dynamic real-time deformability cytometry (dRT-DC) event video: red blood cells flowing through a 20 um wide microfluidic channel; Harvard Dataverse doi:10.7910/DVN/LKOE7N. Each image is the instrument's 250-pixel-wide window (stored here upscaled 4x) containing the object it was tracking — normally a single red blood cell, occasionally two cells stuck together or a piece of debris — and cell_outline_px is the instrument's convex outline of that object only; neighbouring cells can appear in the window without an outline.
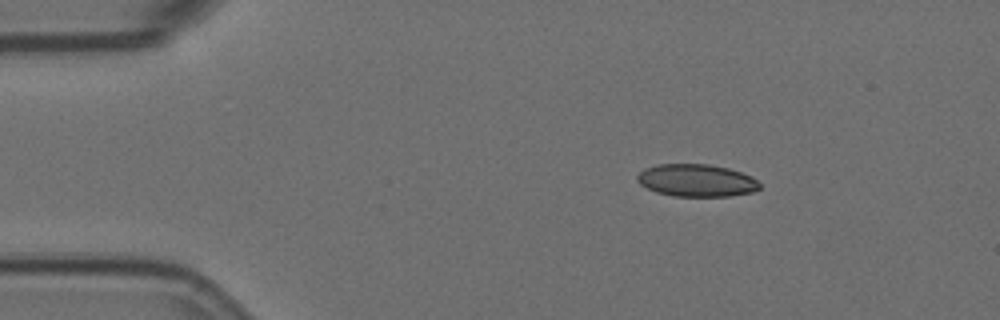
{"species": "Egyptian fruit bat (a non-hibernating species)", "species_latin": "Rousettus aegyptiacus", "temperature_condition": "room temperature", "stored_images_in_passage": 3, "camera_frame_rate_fps": 3000, "um_per_image_px": 0.085, "animal": {"sex": "female"}, "frame": {"image": 1, "passage_image": 1, "time_ms": 0.0, "image_size_px": [1000, 320], "cell_outline_px": [[760, 188], [752, 192], [728, 196], [672, 196], [656, 192], [640, 184], [636, 180], [636, 176], [644, 168], [656, 164], [708, 164], [728, 168], [752, 176], [760, 184]], "centroid_in_image_um": [59.18, 15.33], "position_along_channel_um": 25.8, "area_um2": 23.18}}